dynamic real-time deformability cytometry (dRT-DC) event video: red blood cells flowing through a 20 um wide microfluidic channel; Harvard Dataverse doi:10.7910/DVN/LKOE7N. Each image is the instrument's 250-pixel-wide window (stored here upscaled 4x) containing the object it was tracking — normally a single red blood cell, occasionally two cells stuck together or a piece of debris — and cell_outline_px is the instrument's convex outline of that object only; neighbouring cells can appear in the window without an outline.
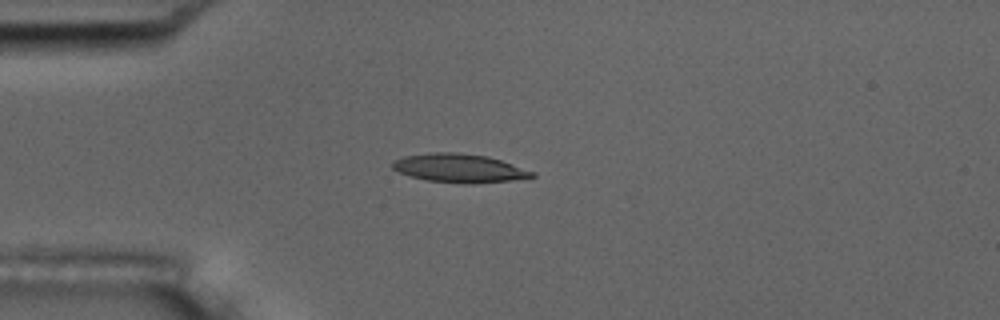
{"species": "common noctule bat (a hibernating species)", "species_latin": "Nyctalus noctula", "temperature_condition": "room temperature", "stored_images_in_passage": 5, "camera_frame_rate_fps": 3000, "um_per_image_px": 0.085, "animal": {"sex": "male", "body_mass_g": 17.5, "forearm_length_mm": 52.3}, "frame": {"image": 1, "passage_image": 3, "time_ms": 0.667, "image_size_px": [1000, 320], "cell_outline_px": [[536, 176], [512, 180], [472, 184], [428, 180], [412, 176], [400, 172], [392, 168], [392, 160], [404, 156], [428, 152], [460, 152], [488, 156], [536, 172]], "centroid_in_image_um": [39.04, 14.28], "position_along_channel_um": 46.0, "area_um2": 23.24}}
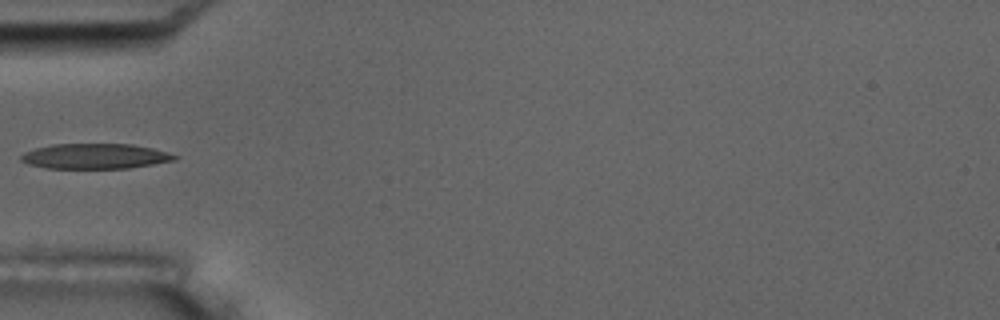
{"frame": {"image": 2, "passage_image": 4, "time_ms": 1.0, "image_size_px": [1000, 320], "cell_outline_px": [[180, 156], [176, 160], [128, 168], [44, 168], [28, 164], [20, 160], [20, 156], [24, 152], [36, 148], [52, 144], [132, 144], [152, 148], [168, 152]], "centroid_in_image_um": [8.08, 13.27], "position_along_channel_um": 76.9, "area_um2": 22.6}}